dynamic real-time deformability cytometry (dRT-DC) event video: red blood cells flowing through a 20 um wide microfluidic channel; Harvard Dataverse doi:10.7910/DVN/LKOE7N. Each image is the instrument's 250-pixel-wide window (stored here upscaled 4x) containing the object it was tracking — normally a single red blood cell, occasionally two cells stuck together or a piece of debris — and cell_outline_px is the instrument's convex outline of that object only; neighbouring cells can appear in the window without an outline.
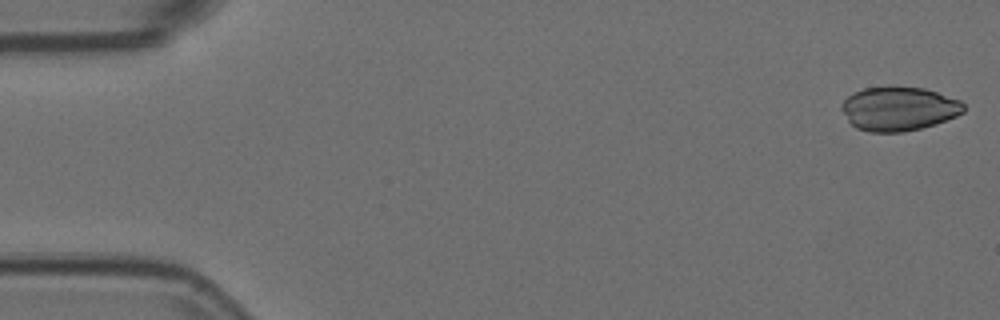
{"species": "Egyptian fruit bat (a non-hibernating species)", "species_latin": "Rousettus aegyptiacus", "temperature_condition": "room temperature", "stored_images_in_passage": 54, "camera_frame_rate_fps": 3000, "um_per_image_px": 0.085, "animal": {"sex": "female"}, "frame": {"image": 1, "passage_image": 1, "time_ms": 0.0, "image_size_px": [1000, 320], "cell_outline_px": [[964, 112], [956, 116], [936, 124], [904, 132], [868, 132], [856, 128], [848, 120], [840, 108], [840, 104], [852, 92], [864, 88], [888, 84], [892, 84], [924, 88], [960, 100], [964, 104]], "centroid_in_image_um": [76.36, 9.21], "position_along_channel_um": 8.6, "area_um2": 31.96}}
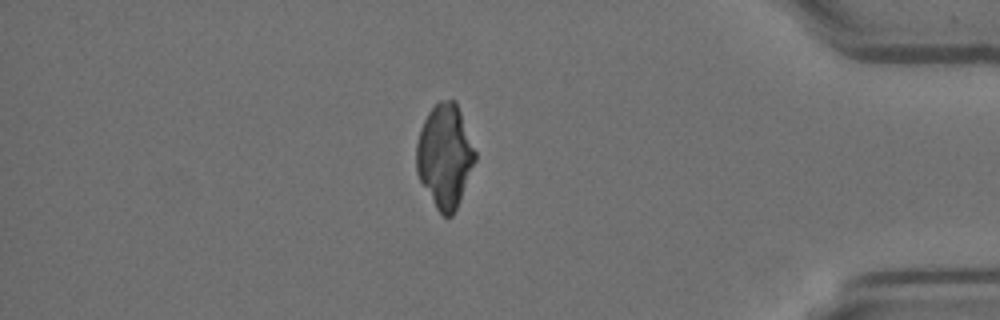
{"frame": {"image": 2, "passage_image": 46, "time_ms": 15.0, "image_size_px": [1000, 320], "cell_outline_px": [[476, 160], [456, 208], [452, 216], [444, 216], [436, 208], [420, 180], [416, 172], [416, 144], [420, 128], [428, 112], [440, 100], [456, 100], [476, 152]], "centroid_in_image_um": [37.8, 13.23], "position_along_channel_um": 397.4, "area_um2": 35.14}}
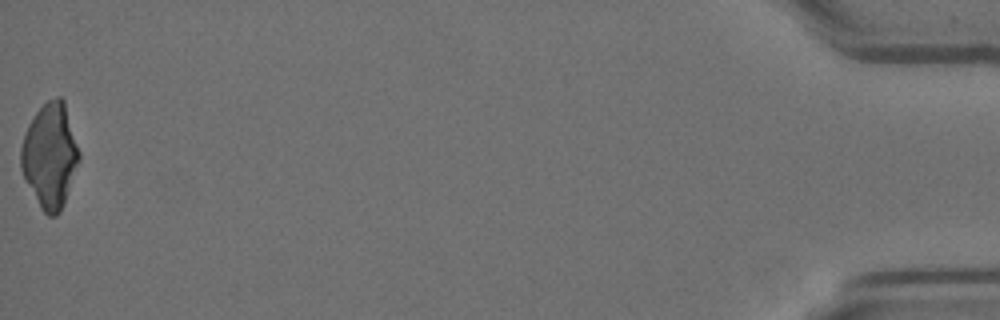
{"frame": {"image": 3, "passage_image": 54, "time_ms": 17.667, "image_size_px": [1000, 320], "cell_outline_px": [[80, 160], [64, 204], [60, 212], [56, 216], [48, 216], [40, 208], [24, 180], [20, 168], [20, 148], [24, 132], [28, 124], [36, 112], [48, 100], [56, 96], [60, 96], [64, 100], [80, 152]], "centroid_in_image_um": [4.23, 13.25], "position_along_channel_um": 431.0, "area_um2": 35.84}}